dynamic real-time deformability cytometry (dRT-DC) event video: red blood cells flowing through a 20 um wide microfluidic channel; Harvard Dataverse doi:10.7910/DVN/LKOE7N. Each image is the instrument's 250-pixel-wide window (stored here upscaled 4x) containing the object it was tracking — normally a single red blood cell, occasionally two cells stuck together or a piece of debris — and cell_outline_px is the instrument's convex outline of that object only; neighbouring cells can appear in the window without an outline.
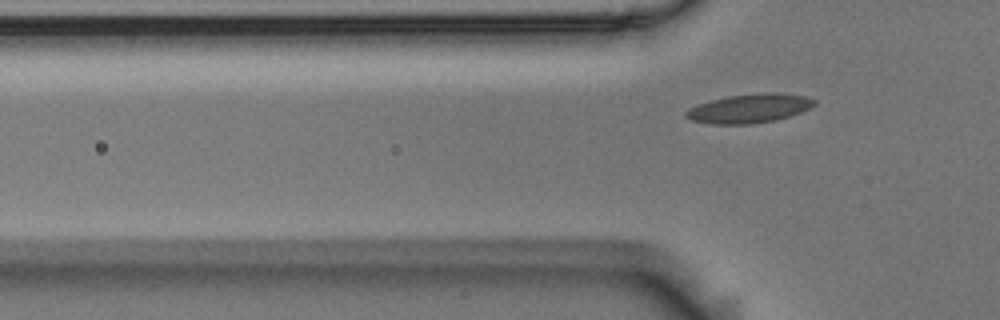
{"species": "Egyptian fruit bat (a non-hibernating species)", "species_latin": "Rousettus aegyptiacus", "temperature_condition": "room temperature", "stored_images_in_passage": 5, "camera_frame_rate_fps": 3000, "um_per_image_px": 0.085, "animal": {"sex": "male"}, "frame": {"image": 1, "passage_image": 5, "time_ms": 1.333, "image_size_px": [1000, 320], "cell_outline_px": [[816, 104], [800, 112], [776, 120], [748, 124], [708, 124], [692, 120], [684, 116], [684, 112], [688, 108], [712, 100], [728, 96], [764, 92], [780, 92], [808, 96], [816, 100]], "centroid_in_image_um": [63.71, 9.21], "position_along_channel_um": 62.1, "area_um2": 21.73}}